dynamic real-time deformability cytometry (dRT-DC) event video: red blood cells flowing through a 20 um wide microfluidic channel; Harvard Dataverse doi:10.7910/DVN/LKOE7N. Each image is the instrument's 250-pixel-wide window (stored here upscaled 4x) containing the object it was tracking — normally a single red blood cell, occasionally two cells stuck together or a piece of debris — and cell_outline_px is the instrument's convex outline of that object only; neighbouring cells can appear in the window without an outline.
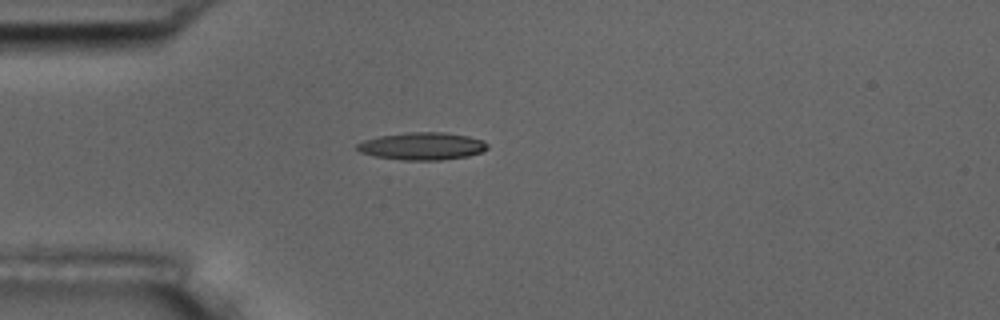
{"species": "common noctule bat (a hibernating species)", "species_latin": "Nyctalus noctula", "temperature_condition": "room temperature", "stored_images_in_passage": 1, "camera_frame_rate_fps": 3000, "um_per_image_px": 0.085, "animal": {"sex": "male", "body_mass_g": 17.5, "forearm_length_mm": 52.3}, "frame": {"image": 1, "passage_image": 1, "time_ms": 0.0, "image_size_px": [1000, 320], "cell_outline_px": [[488, 148], [480, 152], [468, 156], [440, 160], [400, 160], [376, 156], [360, 152], [356, 148], [356, 144], [364, 140], [380, 136], [408, 132], [444, 132], [468, 136], [484, 140], [488, 144]], "centroid_in_image_um": [35.9, 12.42], "position_along_channel_um": 49.1, "area_um2": 20.87}}